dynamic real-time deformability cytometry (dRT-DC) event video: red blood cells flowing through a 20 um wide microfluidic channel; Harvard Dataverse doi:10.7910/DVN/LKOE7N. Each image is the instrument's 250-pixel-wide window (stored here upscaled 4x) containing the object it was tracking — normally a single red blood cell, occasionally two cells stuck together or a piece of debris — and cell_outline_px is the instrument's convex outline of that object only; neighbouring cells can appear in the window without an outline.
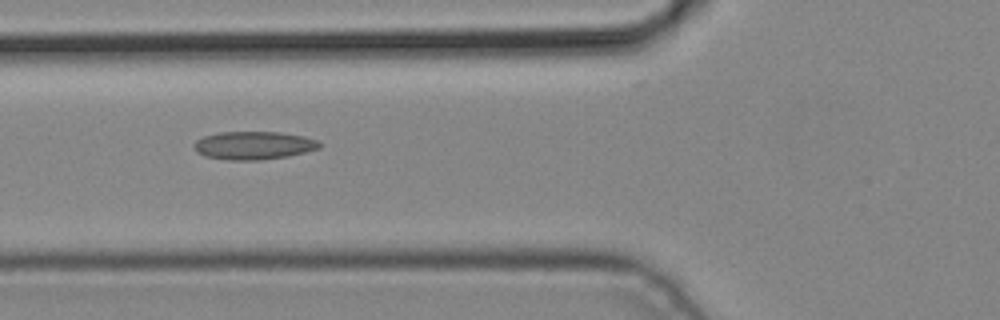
{"species": "common noctule bat (a hibernating species)", "species_latin": "Nyctalus noctula", "temperature_condition": "cold", "stored_images_in_passage": 5, "camera_frame_rate_fps": 3000, "um_per_image_px": 0.085, "animal": {"sex": "male", "body_mass_g": 19.2, "forearm_length_mm": 51.8}, "frame": {"image": 1, "passage_image": 5, "time_ms": 1.333, "image_size_px": [1000, 320], "cell_outline_px": [[320, 148], [288, 156], [260, 160], [228, 160], [204, 156], [196, 152], [192, 144], [196, 140], [204, 136], [220, 132], [280, 132], [304, 136], [316, 140], [320, 144]], "centroid_in_image_um": [21.52, 12.36], "position_along_channel_um": 104.3, "area_um2": 20.58}}